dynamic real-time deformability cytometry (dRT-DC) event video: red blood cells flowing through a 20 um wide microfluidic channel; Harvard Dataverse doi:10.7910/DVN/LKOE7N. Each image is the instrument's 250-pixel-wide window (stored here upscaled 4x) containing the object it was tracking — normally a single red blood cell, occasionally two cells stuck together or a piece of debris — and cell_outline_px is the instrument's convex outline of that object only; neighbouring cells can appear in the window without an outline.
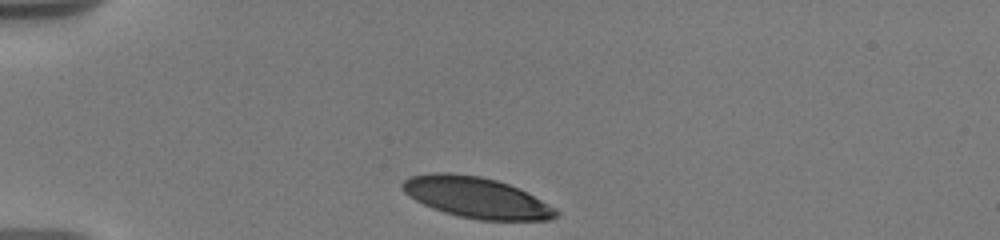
{"species": "human", "species_latin": "Homo sapiens", "temperature_condition": "warm", "stored_images_in_passage": 44, "camera_frame_rate_fps": 3000, "um_per_image_px": 0.085, "donor": {"sex": "male"}, "frame": {"image": 1, "passage_image": 1, "time_ms": 0.0, "image_size_px": [1000, 240], "cell_outline_px": [[560, 212], [556, 216], [548, 220], [480, 220], [460, 216], [444, 212], [432, 208], [416, 200], [404, 192], [400, 188], [400, 184], [408, 176], [432, 172], [448, 172], [480, 176], [496, 180], [508, 184], [556, 208]], "centroid_in_image_um": [40.43, 16.78], "position_along_channel_um": 44.6, "area_um2": 36.3}}
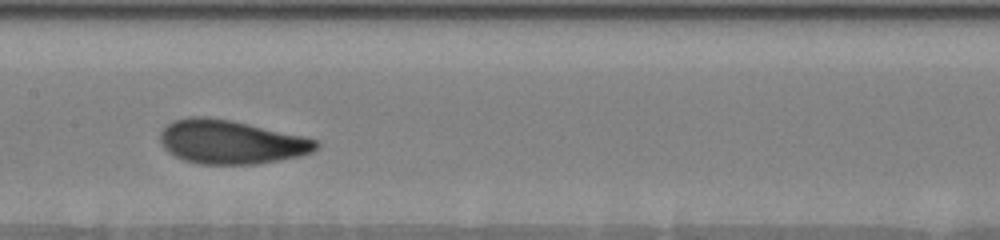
{"frame": {"image": 2, "passage_image": 21, "time_ms": 5.0, "image_size_px": [1000, 240], "cell_outline_px": [[320, 144], [312, 152], [300, 156], [256, 164], [200, 164], [184, 160], [168, 152], [160, 144], [160, 132], [172, 120], [188, 116], [208, 116], [232, 120], [304, 136], [316, 140]], "centroid_in_image_um": [19.6, 12.05], "position_along_channel_um": 187.8, "area_um2": 40.0}}
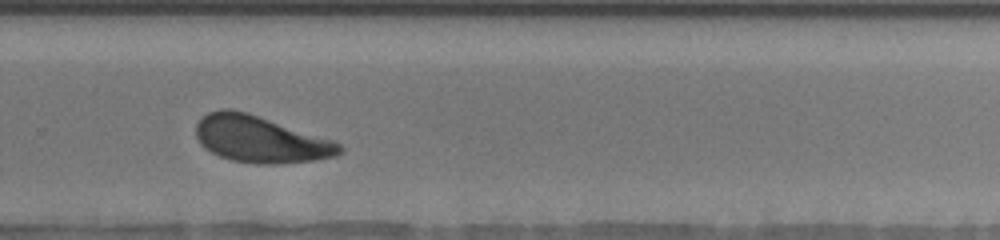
{"frame": {"image": 3, "passage_image": 38, "time_ms": 8.333, "image_size_px": [1000, 240], "cell_outline_px": [[344, 152], [336, 156], [316, 160], [276, 164], [256, 164], [232, 160], [220, 156], [204, 148], [200, 144], [196, 136], [196, 124], [208, 112], [220, 108], [232, 108], [248, 112], [336, 140], [344, 148]], "centroid_in_image_um": [22.18, 11.83], "position_along_channel_um": 307.6, "area_um2": 39.59}}